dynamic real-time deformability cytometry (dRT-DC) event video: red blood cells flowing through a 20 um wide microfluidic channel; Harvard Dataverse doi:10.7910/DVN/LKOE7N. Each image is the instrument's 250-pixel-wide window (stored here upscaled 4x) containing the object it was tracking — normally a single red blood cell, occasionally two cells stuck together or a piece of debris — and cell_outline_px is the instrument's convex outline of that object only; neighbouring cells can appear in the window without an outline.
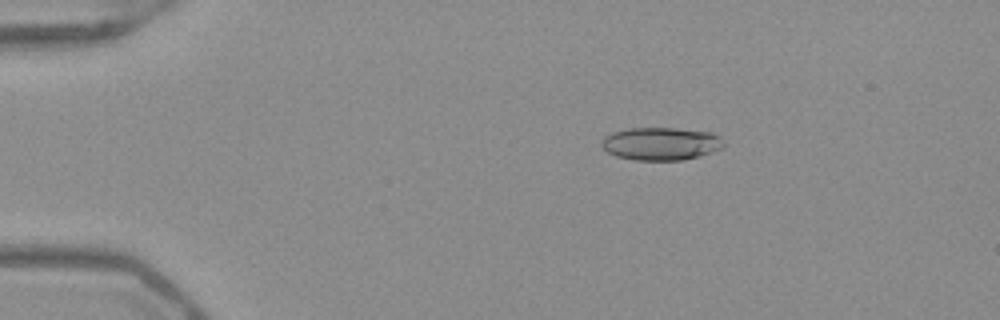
{"species": "Egyptian fruit bat (a non-hibernating species)", "species_latin": "Rousettus aegyptiacus", "temperature_condition": "warm", "stored_images_in_passage": 52, "camera_frame_rate_fps": 3000, "um_per_image_px": 0.085, "frame": {"image": 1, "passage_image": 10, "time_ms": 3.0, "image_size_px": [1000, 320], "cell_outline_px": [[724, 148], [700, 156], [684, 160], [636, 160], [616, 156], [608, 152], [600, 144], [604, 136], [612, 132], [628, 128], [676, 128], [712, 132], [720, 136], [724, 140]], "centroid_in_image_um": [56.21, 12.21], "position_along_channel_um": 28.8, "area_um2": 23.64}}
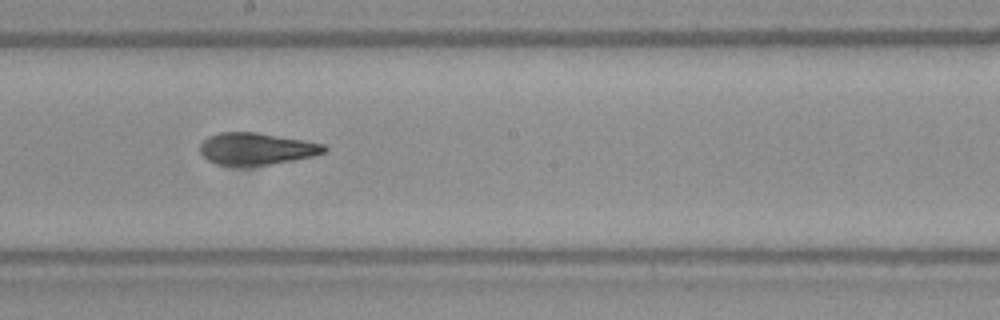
{"frame": {"image": 2, "passage_image": 30, "time_ms": 9.667, "image_size_px": [1000, 320], "cell_outline_px": [[328, 152], [312, 156], [272, 164], [240, 168], [216, 164], [208, 160], [200, 152], [200, 144], [208, 136], [220, 132], [256, 132], [304, 140], [324, 144], [328, 148]], "centroid_in_image_um": [21.78, 12.67], "position_along_channel_um": 226.4, "area_um2": 23.64}}
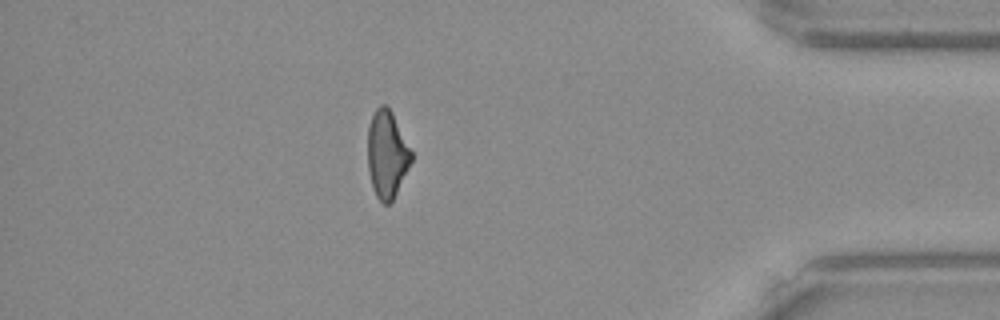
{"frame": {"image": 3, "passage_image": 46, "time_ms": 15.0, "image_size_px": [1000, 320], "cell_outline_px": [[412, 160], [392, 200], [388, 204], [384, 204], [376, 196], [372, 188], [368, 168], [368, 128], [372, 116], [376, 108], [380, 104], [384, 104], [392, 112], [412, 152]], "centroid_in_image_um": [32.87, 13.1], "position_along_channel_um": 402.3, "area_um2": 21.85}, "authors_computed_cell_mechanics": {"area_um2": 23.5246, "velocity_mm_per_s": 3.9793, "shape_relaxation_time_tau1_ms": 6.1699, "shape_relaxation_time_tau2_ms": 3.259, "deformation_change_tau1": 0.1703, "deformation_change_tau2": 0.1311}}